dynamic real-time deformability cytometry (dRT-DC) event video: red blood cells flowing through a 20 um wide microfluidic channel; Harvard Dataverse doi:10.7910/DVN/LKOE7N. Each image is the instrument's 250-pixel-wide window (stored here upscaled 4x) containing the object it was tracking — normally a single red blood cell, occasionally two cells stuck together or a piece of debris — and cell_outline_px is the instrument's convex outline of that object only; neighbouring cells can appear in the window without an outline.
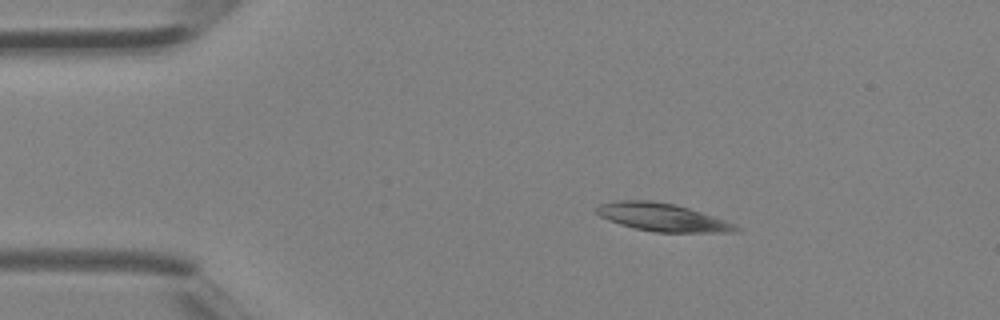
{"species": "Egyptian fruit bat (a non-hibernating species)", "species_latin": "Rousettus aegyptiacus", "temperature_condition": "room temperature", "stored_images_in_passage": 2, "camera_frame_rate_fps": 3000, "um_per_image_px": 0.085, "animal": {"sex": "female"}, "frame": {"image": 1, "passage_image": 1, "time_ms": 0.0, "image_size_px": [1000, 320], "cell_outline_px": [[740, 232], [656, 232], [636, 228], [620, 224], [608, 220], [600, 216], [596, 212], [596, 208], [600, 204], [616, 200], [652, 200], [676, 204], [736, 224], [740, 228]], "centroid_in_image_um": [56.29, 18.46], "position_along_channel_um": 28.7, "area_um2": 22.54}}